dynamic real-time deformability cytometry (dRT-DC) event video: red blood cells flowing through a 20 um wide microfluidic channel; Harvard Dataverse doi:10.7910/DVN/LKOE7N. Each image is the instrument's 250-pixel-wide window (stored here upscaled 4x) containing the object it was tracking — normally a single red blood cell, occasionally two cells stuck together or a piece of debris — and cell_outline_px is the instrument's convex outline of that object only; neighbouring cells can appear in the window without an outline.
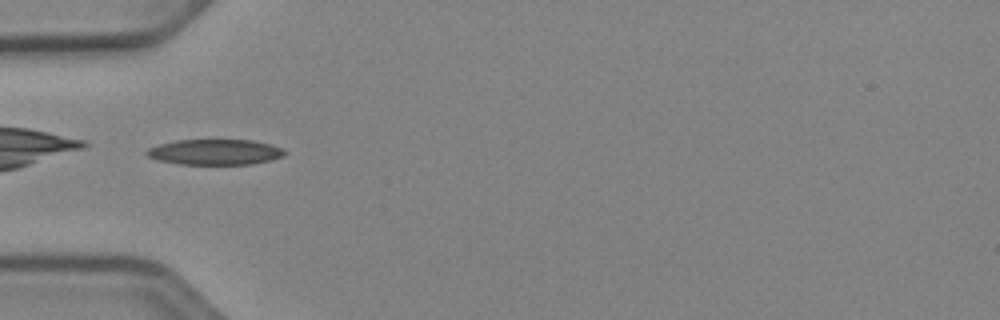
{"species": "Egyptian fruit bat (a non-hibernating species)", "species_latin": "Rousettus aegyptiacus", "temperature_condition": "cold", "stored_images_in_passage": 36, "camera_frame_rate_fps": 3000, "um_per_image_px": 0.085, "animal": {"sex": "female"}, "frame": {"image": 1, "passage_image": 1, "time_ms": 0.0, "image_size_px": [1000, 320], "cell_outline_px": [[284, 156], [252, 164], [180, 164], [156, 160], [148, 156], [144, 152], [148, 148], [160, 144], [176, 140], [252, 140], [272, 144], [280, 148], [284, 152]], "centroid_in_image_um": [18.23, 12.92], "position_along_channel_um": 66.8, "area_um2": 20.4}}
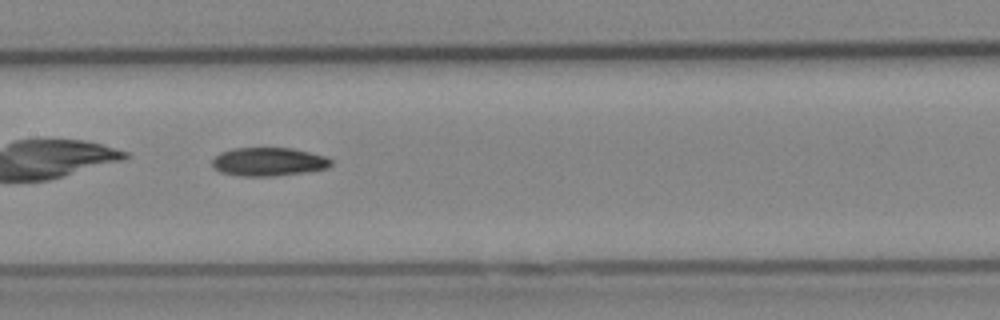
{"frame": {"image": 2, "passage_image": 10, "time_ms": 3.0, "image_size_px": [1000, 320], "cell_outline_px": [[332, 164], [328, 168], [308, 172], [276, 176], [240, 176], [220, 172], [212, 164], [212, 160], [220, 152], [232, 148], [292, 148], [324, 156], [332, 160]], "centroid_in_image_um": [22.84, 13.75], "position_along_channel_um": 184.6, "area_um2": 19.77}}
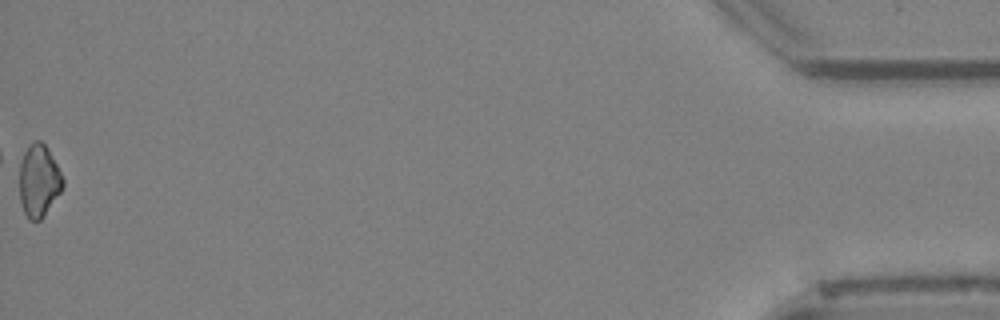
{"frame": {"image": 3, "passage_image": 36, "time_ms": 11.667, "image_size_px": [1000, 320], "cell_outline_px": [[64, 184], [60, 192], [44, 216], [40, 220], [28, 220], [24, 212], [20, 200], [16, 160], [28, 144], [36, 140], [40, 140], [48, 148], [64, 180]], "centroid_in_image_um": [3.22, 15.3], "position_along_channel_um": 432.0, "area_um2": 19.07}, "authors_computed_cell_mechanics": {"area_um2": 19.4497, "velocity_mm_per_s": 3.9631, "shape_relaxation_time_tau1_ms": 9.7207, "shape_relaxation_time_tau2_ms": null, "deformation_change_tau1": 0.1651, "deformation_change_tau2": null}}